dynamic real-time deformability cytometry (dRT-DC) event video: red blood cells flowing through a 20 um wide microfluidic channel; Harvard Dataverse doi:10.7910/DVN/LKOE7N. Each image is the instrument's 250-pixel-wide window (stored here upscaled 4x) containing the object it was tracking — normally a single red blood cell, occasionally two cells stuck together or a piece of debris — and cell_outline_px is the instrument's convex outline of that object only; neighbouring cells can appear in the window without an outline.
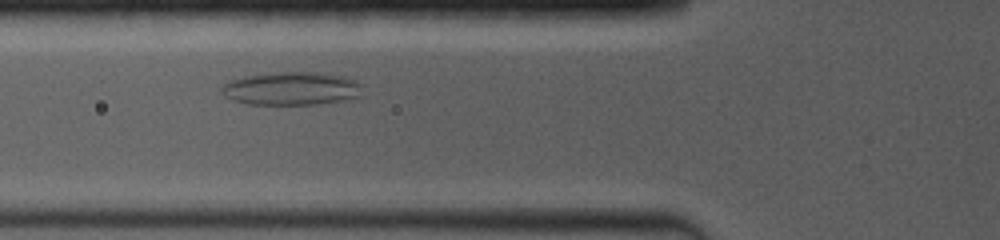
{"species": "common noctule bat (a hibernating species)", "species_latin": "Nyctalus noctula", "temperature_condition": "room temperature", "stored_images_in_passage": 51, "camera_frame_rate_fps": 4000, "um_per_image_px": 0.085, "animal": {"sex": "female", "body_mass_g": 19.0, "forearm_length_mm": 53.3}, "frame": {"image": 1, "passage_image": 10, "time_ms": 2.75, "image_size_px": [1000, 240], "cell_outline_px": [[360, 96], [340, 100], [316, 104], [248, 104], [232, 100], [220, 92], [220, 88], [228, 80], [244, 76], [276, 72], [316, 72], [340, 76], [356, 80], [360, 84]], "centroid_in_image_um": [24.7, 7.52], "position_along_channel_um": 101.1, "area_um2": 27.05}}
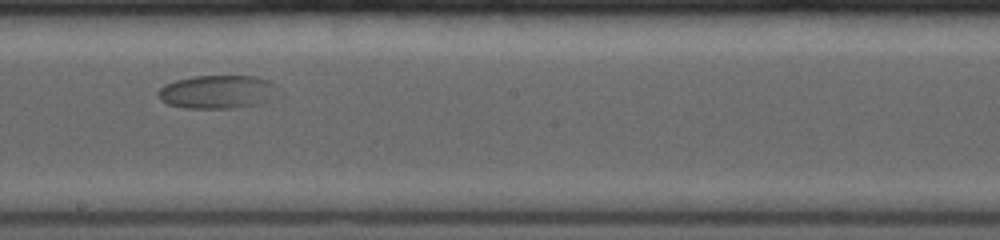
{"frame": {"image": 2, "passage_image": 24, "time_ms": 6.25, "image_size_px": [1000, 240], "cell_outline_px": [[284, 96], [260, 104], [232, 108], [184, 108], [168, 104], [160, 100], [156, 92], [164, 84], [176, 80], [192, 76], [256, 76], [268, 80], [276, 84], [284, 92]], "centroid_in_image_um": [18.61, 7.81], "position_along_channel_um": 229.6, "area_um2": 24.22}}
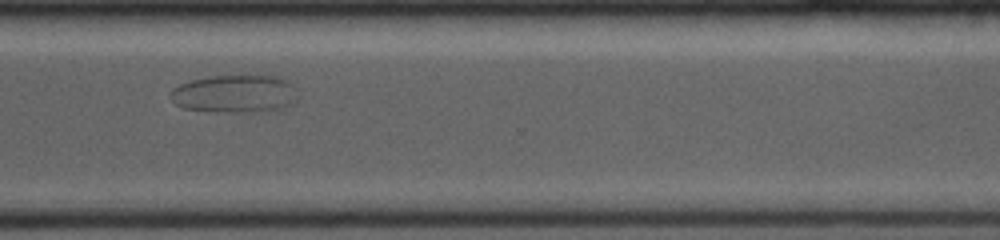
{"frame": {"image": 3, "passage_image": 36, "time_ms": 9.5, "image_size_px": [1000, 240], "cell_outline_px": [[300, 100], [276, 112], [244, 112], [184, 108], [176, 104], [172, 100], [172, 88], [180, 84], [192, 80], [212, 76], [276, 76], [288, 80], [292, 84]], "centroid_in_image_um": [20.08, 7.98], "position_along_channel_um": 350.5, "area_um2": 28.09}}